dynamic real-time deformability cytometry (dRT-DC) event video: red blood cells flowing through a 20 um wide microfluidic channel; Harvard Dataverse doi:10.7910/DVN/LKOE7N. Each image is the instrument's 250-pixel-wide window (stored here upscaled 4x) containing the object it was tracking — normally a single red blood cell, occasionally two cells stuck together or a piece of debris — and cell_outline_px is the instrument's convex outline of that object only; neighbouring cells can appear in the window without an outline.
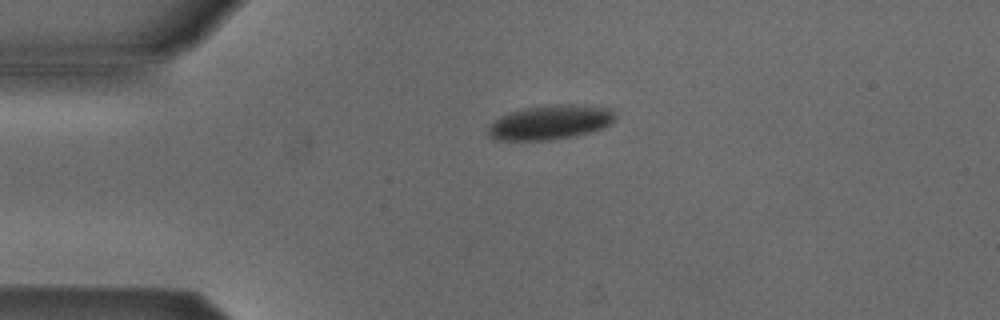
{"species": "Egyptian fruit bat (a non-hibernating species)", "species_latin": "Rousettus aegyptiacus", "temperature_condition": "cold", "stored_images_in_passage": 28, "camera_frame_rate_fps": 3000, "um_per_image_px": 0.085, "animal": {"sex": "male"}, "frame": {"image": 1, "passage_image": 1, "time_ms": 0.0, "image_size_px": [1000, 320], "cell_outline_px": [[616, 116], [608, 124], [600, 128], [588, 132], [572, 136], [548, 140], [492, 140], [488, 136], [488, 128], [500, 116], [508, 112], [524, 108], [556, 104], [576, 104], [612, 108]], "centroid_in_image_um": [46.73, 10.39], "position_along_channel_um": 38.3, "area_um2": 25.32}}
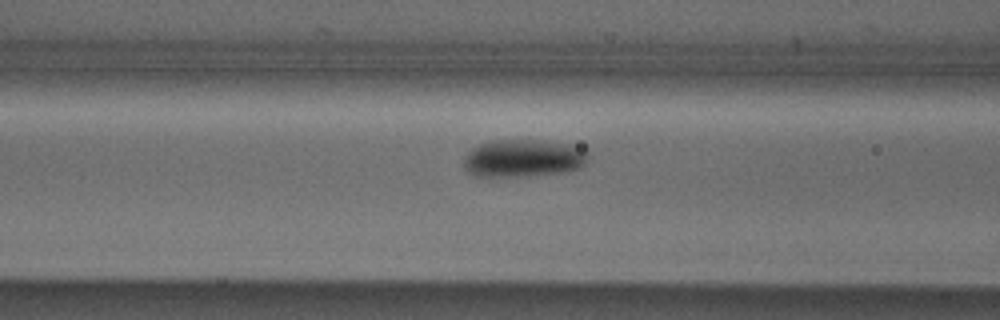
{"frame": {"image": 2, "passage_image": 10, "time_ms": 3.0, "image_size_px": [1000, 320], "cell_outline_px": [[588, 160], [580, 168], [564, 172], [520, 176], [472, 176], [464, 168], [464, 160], [468, 152], [472, 148], [480, 144], [496, 140], [532, 140], [572, 144], [588, 148]], "centroid_in_image_um": [44.52, 13.44], "position_along_channel_um": 122.1, "area_um2": 27.4}}
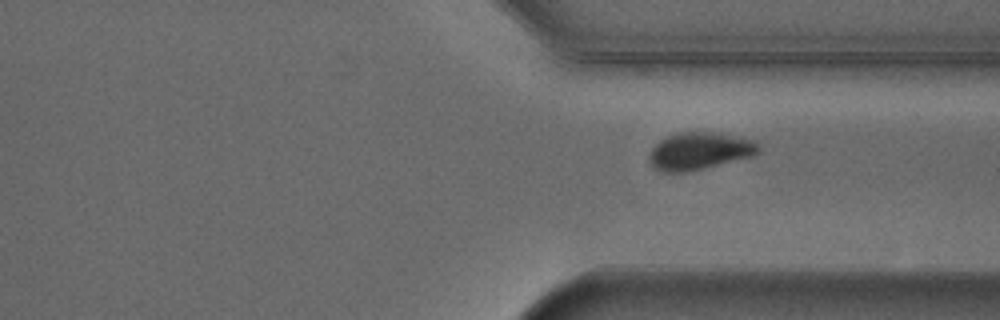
{"frame": {"image": 3, "passage_image": 28, "time_ms": 9.0, "image_size_px": [1000, 320], "cell_outline_px": [[760, 152], [752, 156], [688, 172], [660, 172], [652, 164], [648, 156], [652, 148], [664, 136], [680, 132], [716, 132], [756, 140], [760, 144]], "centroid_in_image_um": [59.47, 12.82], "position_along_channel_um": 351.9, "area_um2": 23.93}}